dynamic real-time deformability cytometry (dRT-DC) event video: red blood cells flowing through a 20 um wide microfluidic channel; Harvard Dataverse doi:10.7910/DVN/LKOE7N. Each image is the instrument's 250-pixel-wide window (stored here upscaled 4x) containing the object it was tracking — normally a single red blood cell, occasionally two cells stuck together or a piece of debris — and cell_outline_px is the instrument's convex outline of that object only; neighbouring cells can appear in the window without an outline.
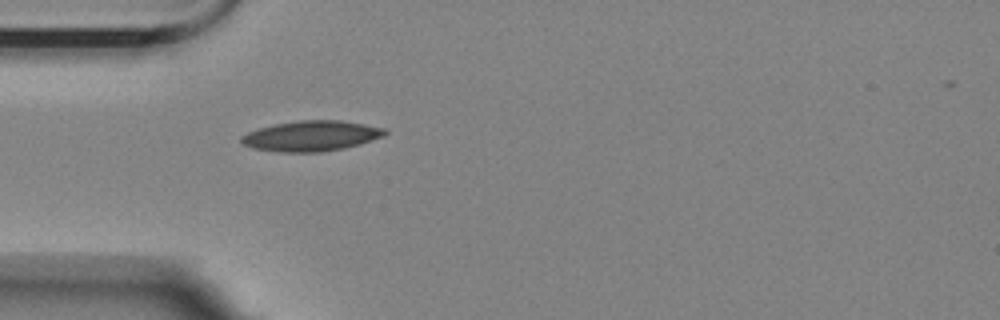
{"species": "Egyptian fruit bat (a non-hibernating species)", "species_latin": "Rousettus aegyptiacus", "temperature_condition": "room temperature", "stored_images_in_passage": 5, "camera_frame_rate_fps": 3000, "um_per_image_px": 0.085, "animal": {"sex": "female"}, "frame": {"image": 1, "passage_image": 1, "time_ms": 0.0, "image_size_px": [1000, 320], "cell_outline_px": [[388, 132], [384, 136], [360, 144], [344, 148], [320, 152], [280, 152], [252, 148], [244, 144], [240, 140], [240, 136], [248, 132], [260, 128], [276, 124], [296, 120], [340, 120], [364, 124], [384, 128]], "centroid_in_image_um": [26.46, 11.55], "position_along_channel_um": 58.5, "area_um2": 25.37}}
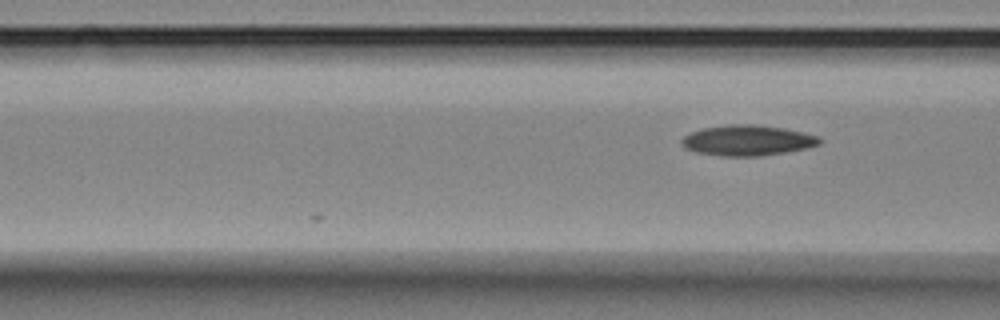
{"frame": {"image": 2, "passage_image": 5, "time_ms": 1.333, "image_size_px": [1000, 320], "cell_outline_px": [[820, 144], [808, 148], [760, 156], [720, 156], [696, 152], [684, 148], [680, 144], [680, 140], [684, 136], [692, 132], [704, 128], [728, 124], [752, 124], [784, 128], [820, 136]], "centroid_in_image_um": [63.51, 11.93], "position_along_channel_um": 103.1, "area_um2": 24.57}}